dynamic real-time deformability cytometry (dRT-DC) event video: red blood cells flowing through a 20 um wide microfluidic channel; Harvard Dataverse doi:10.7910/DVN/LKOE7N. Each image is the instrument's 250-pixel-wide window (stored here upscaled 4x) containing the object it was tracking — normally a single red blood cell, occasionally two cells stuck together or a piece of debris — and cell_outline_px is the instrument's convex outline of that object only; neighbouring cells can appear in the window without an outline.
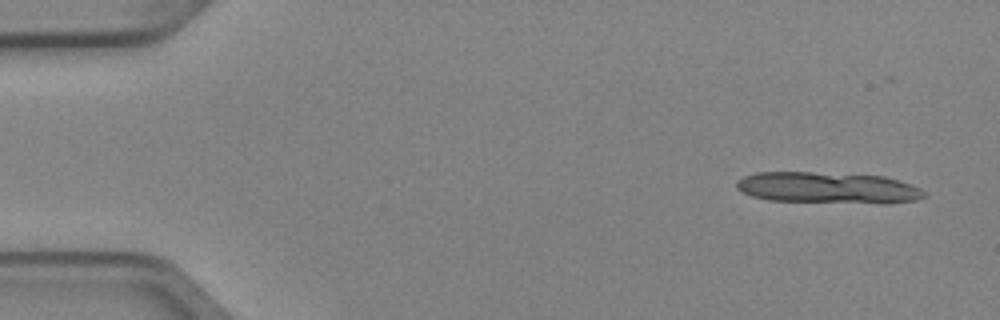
{"species": "Egyptian fruit bat (a non-hibernating species)", "species_latin": "Rousettus aegyptiacus", "temperature_condition": "cold", "stored_images_in_passage": 6, "segment_of_instrument_passage": [1, 2], "camera_frame_rate_fps": 3000, "um_per_image_px": 0.085, "animal": {"sex": "female"}, "frame": {"image": 1, "passage_image": 1, "time_ms": 0.0, "image_size_px": [1000, 320], "cell_outline_px": [[924, 196], [916, 200], [884, 204], [880, 204], [768, 200], [752, 196], [740, 192], [736, 188], [736, 180], [744, 176], [756, 172], [812, 172], [884, 176], [900, 180], [920, 188], [924, 192]], "centroid_in_image_um": [70.34, 15.97], "position_along_channel_um": 14.7, "area_um2": 34.56}}